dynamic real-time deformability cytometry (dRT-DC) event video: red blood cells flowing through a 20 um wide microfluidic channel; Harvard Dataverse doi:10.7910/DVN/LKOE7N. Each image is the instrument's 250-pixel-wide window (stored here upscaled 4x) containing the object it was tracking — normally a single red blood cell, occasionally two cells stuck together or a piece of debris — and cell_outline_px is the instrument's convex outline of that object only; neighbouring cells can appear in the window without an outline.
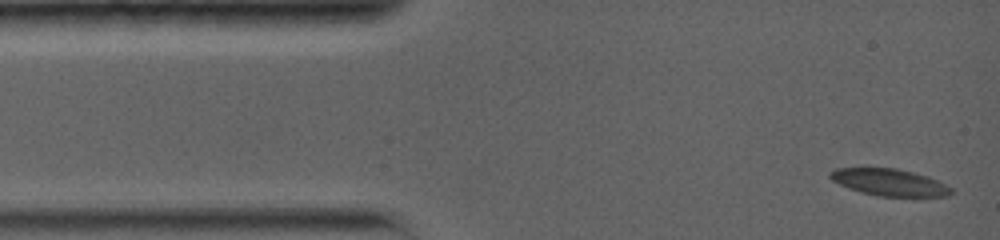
{"species": "common noctule bat (a hibernating species)", "species_latin": "Nyctalus noctula", "temperature_condition": "warm", "stored_images_in_passage": 32, "camera_frame_rate_fps": 5000, "um_per_image_px": 0.085, "animal": {"sex": "female", "body_mass_g": 19.0, "forearm_length_mm": 56.7}, "frame": {"image": 1, "passage_image": 1, "time_ms": 0.0, "image_size_px": [1000, 240], "cell_outline_px": [[952, 192], [948, 196], [880, 196], [860, 192], [848, 188], [832, 180], [828, 176], [828, 172], [836, 168], [896, 168], [928, 176], [952, 188]], "centroid_in_image_um": [75.56, 15.49], "position_along_channel_um": 9.4, "area_um2": 18.84}}
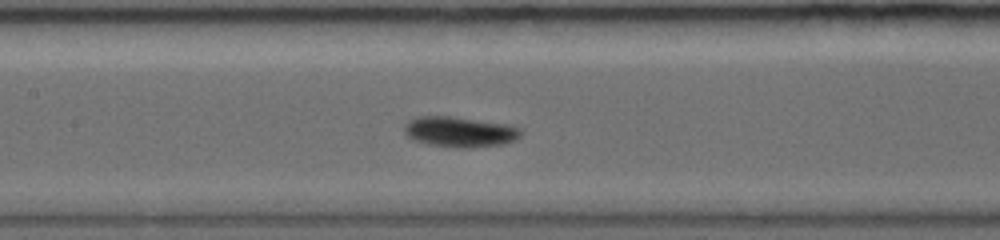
{"frame": {"image": 2, "passage_image": 19, "time_ms": 6.0, "image_size_px": [1000, 240], "cell_outline_px": [[524, 132], [516, 140], [504, 144], [472, 148], [460, 148], [428, 144], [416, 140], [408, 136], [404, 132], [404, 124], [408, 120], [416, 116], [448, 116], [508, 124], [520, 128]], "centroid_in_image_um": [39.11, 11.21], "position_along_channel_um": 168.3, "area_um2": 20.81}}
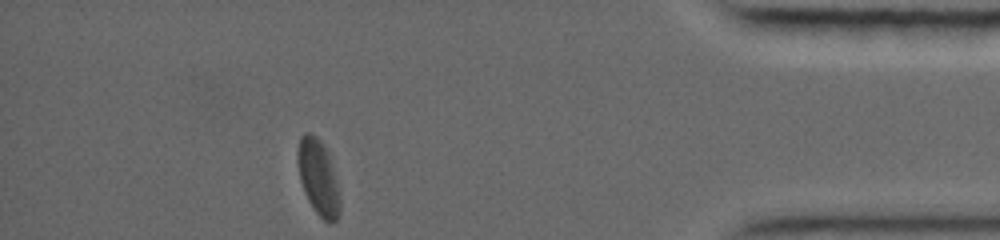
{"frame": {"image": 3, "passage_image": 32, "time_ms": 13.6, "image_size_px": [1000, 240], "cell_outline_px": [[340, 212], [336, 220], [332, 224], [328, 224], [316, 212], [308, 200], [304, 192], [300, 180], [300, 136], [304, 132], [308, 132], [316, 136], [320, 140], [328, 152], [336, 180], [340, 200]], "centroid_in_image_um": [27.1, 15.14], "position_along_channel_um": 408.1, "area_um2": 18.03}, "authors_computed_cell_mechanics": {"area_um2": 19.1318, "velocity_mm_per_s": 3.7751, "shape_relaxation_time_tau1_ms": 2.1961, "shape_relaxation_time_tau2_ms": 3.1513, "deformation_change_tau1": 0.1152, "deformation_change_tau2": 0.027}}